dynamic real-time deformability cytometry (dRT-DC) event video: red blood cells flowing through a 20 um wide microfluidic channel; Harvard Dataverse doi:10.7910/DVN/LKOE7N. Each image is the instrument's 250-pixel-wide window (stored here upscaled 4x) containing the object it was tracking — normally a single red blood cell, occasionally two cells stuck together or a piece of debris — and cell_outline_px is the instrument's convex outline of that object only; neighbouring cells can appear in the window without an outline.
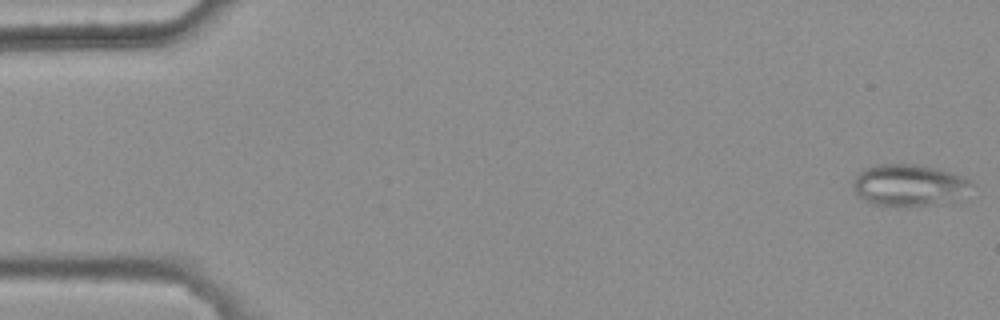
{"species": "common noctule bat (a hibernating species)", "species_latin": "Nyctalus noctula", "temperature_condition": "warm", "stored_images_in_passage": 7, "camera_frame_rate_fps": 3000, "um_per_image_px": 0.085, "animal": {"sex": "female", "body_mass_g": 25.1}, "frame": {"image": 1, "passage_image": 1, "time_ms": 0.0, "image_size_px": [1000, 320], "cell_outline_px": [[976, 184], [960, 200], [952, 204], [908, 208], [896, 208], [872, 204], [860, 196], [856, 192], [852, 184], [856, 172], [864, 168], [876, 164], [920, 164], [936, 168], [960, 176]], "centroid_in_image_um": [77.32, 15.79], "position_along_channel_um": 7.7, "area_um2": 30.17}}
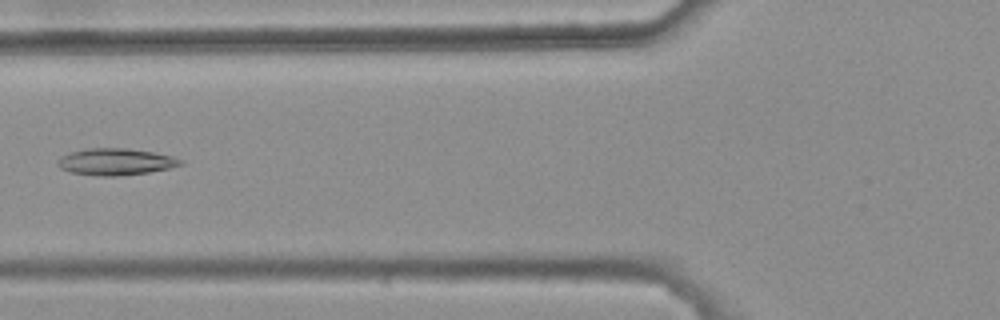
{"frame": {"image": 2, "passage_image": 6, "time_ms": 1.667, "image_size_px": [1000, 320], "cell_outline_px": [[184, 164], [168, 168], [148, 172], [116, 176], [100, 176], [72, 172], [60, 168], [56, 164], [60, 156], [68, 152], [88, 148], [128, 148], [152, 152], [172, 156], [184, 160]], "centroid_in_image_um": [9.81, 13.74], "position_along_channel_um": 116.0, "area_um2": 19.13}}
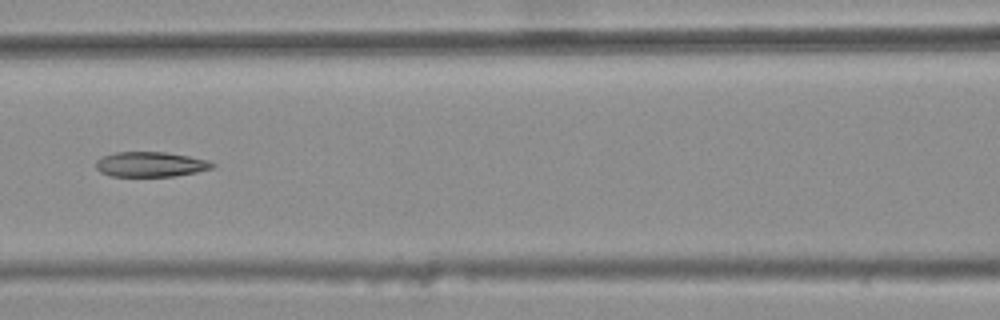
{"frame": {"image": 3, "passage_image": 7, "time_ms": 2.0, "image_size_px": [1000, 320], "cell_outline_px": [[216, 164], [212, 168], [196, 172], [172, 176], [112, 176], [100, 172], [96, 168], [96, 160], [104, 156], [116, 152], [164, 152], [188, 156], [208, 160]], "centroid_in_image_um": [12.79, 13.97], "position_along_channel_um": 153.8, "area_um2": 16.82}}